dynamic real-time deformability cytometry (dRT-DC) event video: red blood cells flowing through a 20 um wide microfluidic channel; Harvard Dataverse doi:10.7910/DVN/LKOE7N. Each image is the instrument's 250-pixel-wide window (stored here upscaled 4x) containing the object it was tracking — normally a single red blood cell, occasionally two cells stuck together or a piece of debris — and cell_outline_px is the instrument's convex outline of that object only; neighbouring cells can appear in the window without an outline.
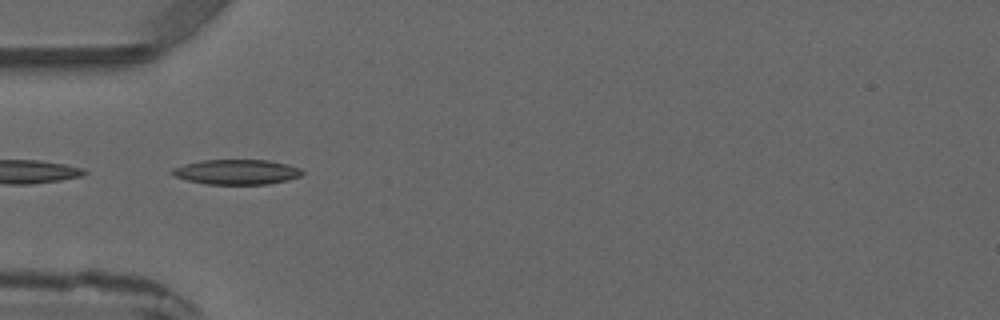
{"species": "common noctule bat (a hibernating species)", "species_latin": "Nyctalus noctula", "temperature_condition": "warm", "stored_images_in_passage": 3, "camera_frame_rate_fps": 3000, "um_per_image_px": 0.085, "animal": {"sex": "male", "forearm_length_mm": 52.5}, "frame": {"image": 1, "passage_image": 3, "time_ms": 2.333, "image_size_px": [1000, 320], "cell_outline_px": [[304, 172], [300, 176], [288, 180], [268, 184], [208, 184], [188, 180], [176, 176], [168, 172], [172, 168], [184, 164], [200, 160], [268, 160], [288, 164], [300, 168]], "centroid_in_image_um": [20.12, 14.61], "position_along_channel_um": 64.9, "area_um2": 18.96}}